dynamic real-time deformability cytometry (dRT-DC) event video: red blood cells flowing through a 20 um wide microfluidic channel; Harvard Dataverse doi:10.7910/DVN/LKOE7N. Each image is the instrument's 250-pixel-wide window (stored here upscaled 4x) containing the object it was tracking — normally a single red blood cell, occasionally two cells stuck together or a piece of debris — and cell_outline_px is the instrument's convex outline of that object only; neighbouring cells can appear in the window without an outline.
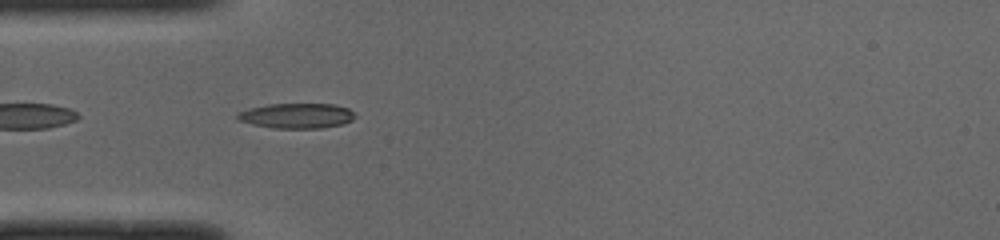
{"species": "common noctule bat (a hibernating species)", "species_latin": "Nyctalus noctula", "temperature_condition": "cold", "stored_images_in_passage": 40, "camera_frame_rate_fps": 3000, "um_per_image_px": 0.085, "animal": {"sex": "male", "body_mass_g": 19.0, "forearm_length_mm": 50.8}, "frame": {"image": 1, "passage_image": 5, "time_ms": 1.333, "image_size_px": [1000, 240], "cell_outline_px": [[356, 116], [352, 120], [340, 124], [320, 128], [272, 128], [252, 124], [240, 120], [236, 116], [240, 112], [248, 108], [268, 104], [332, 104], [348, 108]], "centroid_in_image_um": [25.21, 9.83], "position_along_channel_um": 59.8, "area_um2": 16.99}}
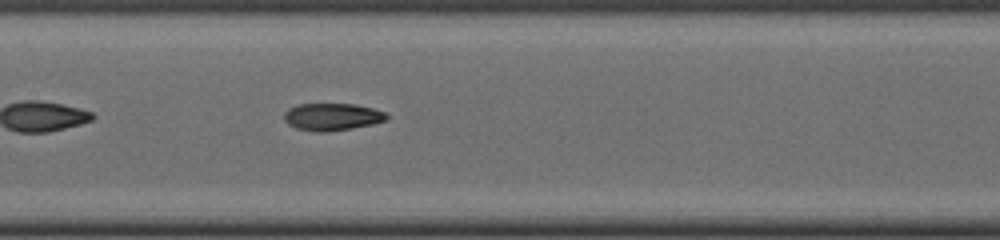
{"frame": {"image": 2, "passage_image": 14, "time_ms": 4.333, "image_size_px": [1000, 240], "cell_outline_px": [[388, 120], [372, 124], [352, 128], [324, 132], [320, 132], [296, 128], [288, 124], [284, 120], [284, 112], [288, 108], [296, 104], [356, 104], [372, 108], [384, 112], [388, 116]], "centroid_in_image_um": [28.21, 9.92], "position_along_channel_um": 179.2, "area_um2": 16.3}}
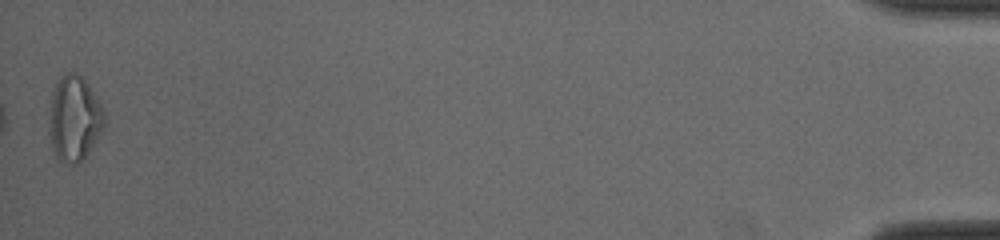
{"frame": {"image": 3, "passage_image": 40, "time_ms": 13.0, "image_size_px": [1000, 240], "cell_outline_px": [[104, 124], [100, 132], [84, 156], [76, 164], [68, 164], [60, 160], [56, 156], [52, 148], [48, 132], [52, 92], [56, 80], [60, 76], [68, 72], [76, 72], [88, 84], [100, 104], [104, 112]], "centroid_in_image_um": [6.27, 10.04], "position_along_channel_um": 428.9, "area_um2": 26.99}, "authors_computed_cell_mechanics": {"area_um2": 16.5886, "velocity_mm_per_s": 4.02, "shape_relaxation_time_tau1_ms": null, "shape_relaxation_time_tau2_ms": 3.1867, "deformation_change_tau1": null, "deformation_change_tau2": 0.1042}}